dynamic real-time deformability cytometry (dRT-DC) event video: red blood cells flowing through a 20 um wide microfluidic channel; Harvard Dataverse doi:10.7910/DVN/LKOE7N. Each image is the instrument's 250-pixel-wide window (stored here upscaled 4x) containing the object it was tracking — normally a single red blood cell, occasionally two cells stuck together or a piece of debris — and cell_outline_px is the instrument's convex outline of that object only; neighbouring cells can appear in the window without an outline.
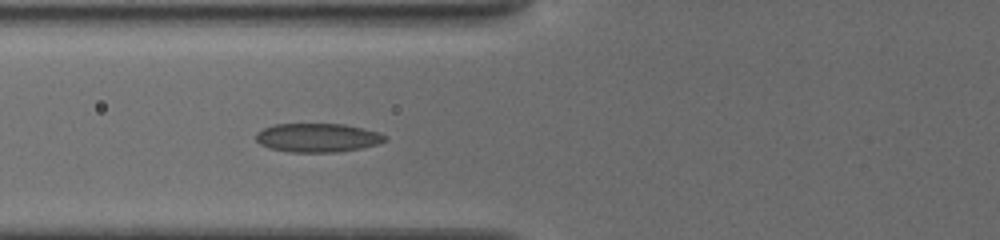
{"species": "common noctule bat (a hibernating species)", "species_latin": "Nyctalus noctula", "temperature_condition": "cold", "stored_images_in_passage": 6, "camera_frame_rate_fps": 3000, "um_per_image_px": 0.085, "animal": {"sex": "female", "body_mass_g": 19.5, "forearm_length_mm": 54.1}, "frame": {"image": 1, "passage_image": 6, "time_ms": 5.333, "image_size_px": [1000, 240], "cell_outline_px": [[388, 140], [380, 144], [360, 148], [336, 152], [288, 152], [268, 148], [260, 144], [256, 140], [256, 132], [272, 124], [344, 124], [380, 132], [388, 136]], "centroid_in_image_um": [27.01, 11.7], "position_along_channel_um": 98.8, "area_um2": 21.91}}